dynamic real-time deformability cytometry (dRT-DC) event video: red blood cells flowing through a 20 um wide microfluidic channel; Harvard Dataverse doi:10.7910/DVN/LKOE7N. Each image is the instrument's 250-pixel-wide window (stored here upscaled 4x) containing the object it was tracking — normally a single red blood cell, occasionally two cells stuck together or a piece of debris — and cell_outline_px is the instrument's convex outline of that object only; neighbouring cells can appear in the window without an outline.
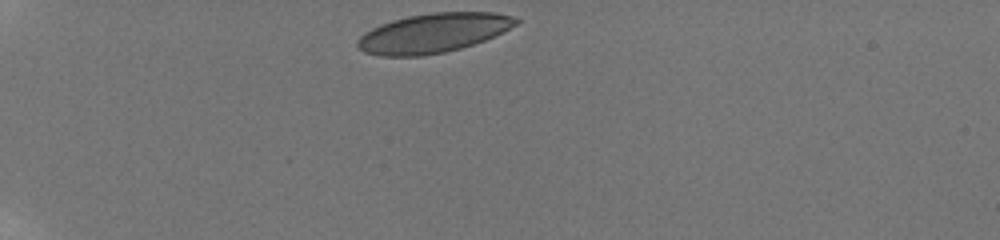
{"species": "human", "species_latin": "Homo sapiens", "temperature_condition": "room temperature", "stored_images_in_passage": 26, "camera_frame_rate_fps": 3000, "um_per_image_px": 0.085, "donor": {"sex": "male"}, "frame": {"image": 1, "passage_image": 1, "time_ms": 0.0, "image_size_px": [1000, 240], "cell_outline_px": [[520, 20], [516, 24], [484, 40], [460, 48], [444, 52], [420, 56], [380, 56], [364, 52], [356, 44], [356, 40], [364, 32], [380, 24], [392, 20], [408, 16], [432, 12], [496, 12], [512, 16]], "centroid_in_image_um": [36.77, 2.8], "position_along_channel_um": 48.2, "area_um2": 36.07}}
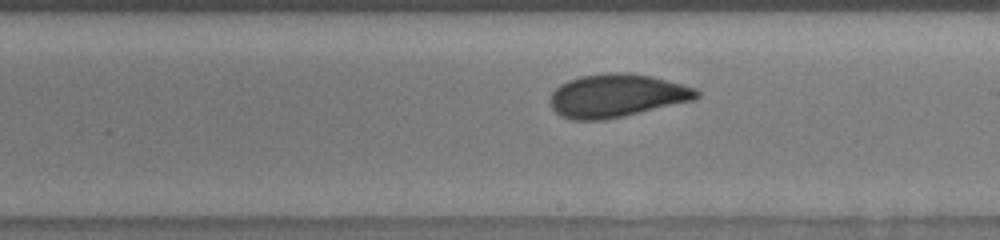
{"frame": {"image": 2, "passage_image": 22, "time_ms": 6.333, "image_size_px": [1000, 240], "cell_outline_px": [[700, 96], [696, 100], [624, 116], [604, 120], [572, 120], [560, 116], [552, 108], [548, 100], [552, 92], [560, 84], [568, 80], [580, 76], [608, 72], [628, 72], [652, 76], [696, 88], [700, 92]], "centroid_in_image_um": [52.42, 8.13], "position_along_channel_um": 236.6, "area_um2": 37.28}}
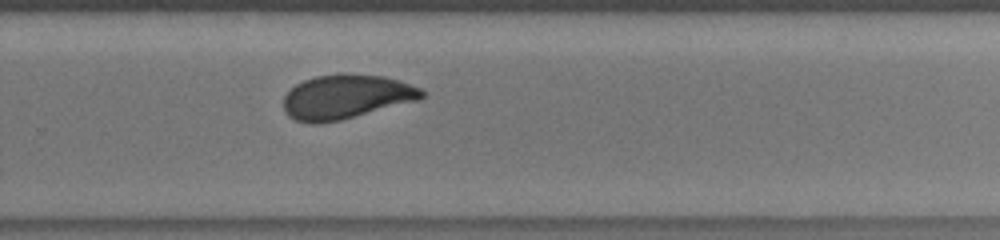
{"frame": {"image": 3, "passage_image": 26, "time_ms": 8.0, "image_size_px": [1000, 240], "cell_outline_px": [[424, 96], [420, 100], [340, 120], [316, 124], [312, 124], [296, 120], [288, 116], [284, 112], [284, 96], [296, 84], [304, 80], [316, 76], [344, 72], [384, 76], [400, 80], [420, 88], [424, 92]], "centroid_in_image_um": [29.42, 8.21], "position_along_channel_um": 300.4, "area_um2": 35.95}}